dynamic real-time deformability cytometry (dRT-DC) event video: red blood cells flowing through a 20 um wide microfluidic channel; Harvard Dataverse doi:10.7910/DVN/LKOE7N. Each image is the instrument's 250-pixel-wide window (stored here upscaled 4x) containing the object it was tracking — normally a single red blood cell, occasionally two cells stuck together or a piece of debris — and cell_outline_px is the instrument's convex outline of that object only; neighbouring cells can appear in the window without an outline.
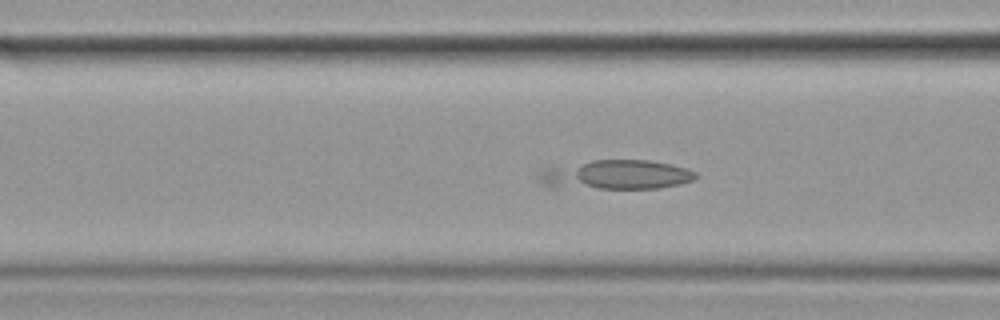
{"species": "common noctule bat (a hibernating species)", "species_latin": "Nyctalus noctula", "temperature_condition": "cold", "stored_images_in_passage": 32, "camera_frame_rate_fps": 3000, "um_per_image_px": 0.085, "animal": {"sex": "female", "body_mass_g": 19.9}, "frame": {"image": 1, "passage_image": 21, "time_ms": 6.667, "image_size_px": [1000, 320], "cell_outline_px": [[700, 176], [696, 180], [680, 184], [660, 188], [552, 188], [540, 184], [536, 176], [536, 172], [544, 168], [592, 160], [648, 160], [672, 164], [688, 168], [696, 172]], "centroid_in_image_um": [52.33, 14.86], "position_along_channel_um": 114.3, "area_um2": 27.51}}
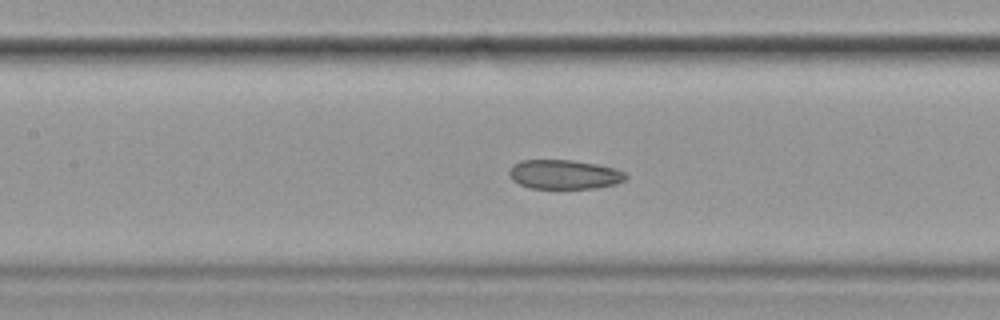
{"frame": {"image": 2, "passage_image": 25, "time_ms": 8.0, "image_size_px": [1000, 320], "cell_outline_px": [[628, 176], [624, 180], [616, 184], [596, 188], [528, 188], [512, 180], [508, 172], [512, 164], [520, 160], [572, 160], [596, 164], [616, 168], [624, 172]], "centroid_in_image_um": [47.95, 14.82], "position_along_channel_um": 159.5, "area_um2": 20.0}}